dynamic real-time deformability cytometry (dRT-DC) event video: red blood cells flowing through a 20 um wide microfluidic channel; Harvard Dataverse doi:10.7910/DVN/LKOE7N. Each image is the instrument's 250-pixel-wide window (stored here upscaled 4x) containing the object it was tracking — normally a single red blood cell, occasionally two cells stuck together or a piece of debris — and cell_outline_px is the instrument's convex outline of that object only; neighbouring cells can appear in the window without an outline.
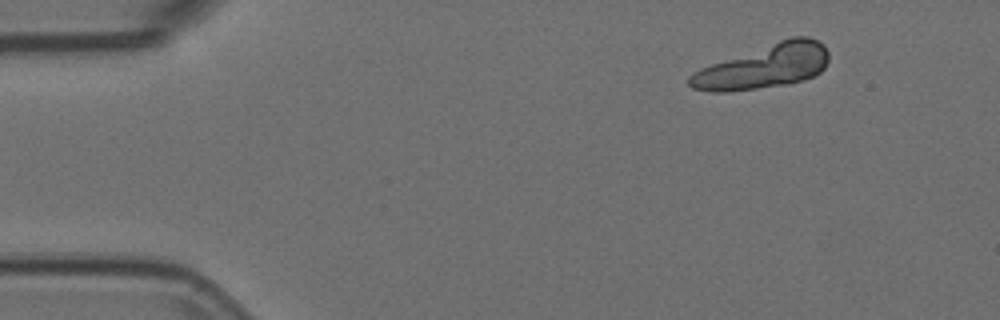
{"species": "Egyptian fruit bat (a non-hibernating species)", "species_latin": "Rousettus aegyptiacus", "temperature_condition": "room temperature", "stored_images_in_passage": 36, "camera_frame_rate_fps": 3000, "um_per_image_px": 0.085, "animal": {"sex": "female"}, "frame": {"image": 1, "passage_image": 1, "time_ms": 0.0, "image_size_px": [1000, 320], "cell_outline_px": [[828, 60], [824, 68], [820, 72], [804, 80], [756, 88], [728, 92], [712, 92], [692, 88], [688, 84], [688, 76], [692, 72], [700, 68], [780, 40], [792, 36], [808, 36], [824, 44], [828, 52]], "centroid_in_image_um": [64.91, 5.65], "position_along_channel_um": 20.1, "area_um2": 35.26}}